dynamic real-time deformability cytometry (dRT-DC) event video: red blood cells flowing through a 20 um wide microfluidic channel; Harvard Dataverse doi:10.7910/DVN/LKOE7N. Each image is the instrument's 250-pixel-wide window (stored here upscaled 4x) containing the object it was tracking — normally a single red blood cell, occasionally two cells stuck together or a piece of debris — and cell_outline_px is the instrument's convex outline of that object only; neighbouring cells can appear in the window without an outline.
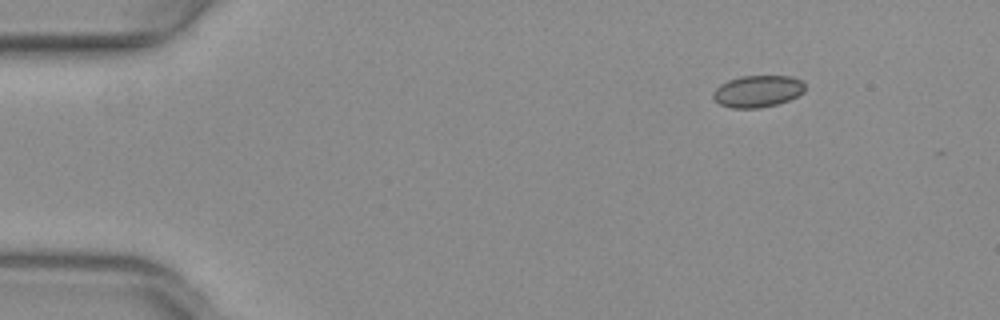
{"species": "common noctule bat (a hibernating species)", "species_latin": "Nyctalus noctula", "temperature_condition": "warm", "stored_images_in_passage": 15, "camera_frame_rate_fps": 3000, "um_per_image_px": 0.085, "animal": {"sex": "female", "body_mass_g": 29.2, "forearm_length_mm": 56.3}, "frame": {"image": 1, "passage_image": 1, "time_ms": 0.0, "image_size_px": [1000, 320], "cell_outline_px": [[804, 92], [788, 100], [776, 104], [760, 108], [732, 108], [720, 104], [712, 96], [712, 92], [720, 84], [728, 80], [740, 76], [792, 76], [804, 80]], "centroid_in_image_um": [64.4, 7.74], "position_along_channel_um": 20.6, "area_um2": 17.11}}
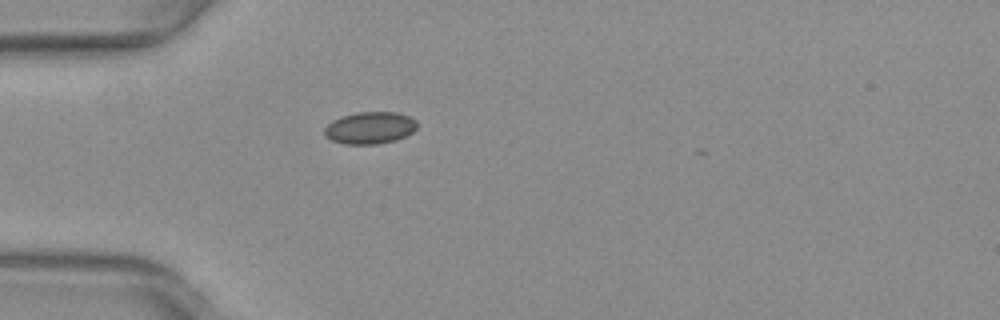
{"frame": {"image": 2, "passage_image": 10, "time_ms": 3.0, "image_size_px": [1000, 320], "cell_outline_px": [[416, 128], [412, 132], [396, 140], [376, 144], [344, 144], [332, 140], [324, 136], [324, 128], [332, 120], [356, 112], [396, 112], [408, 116], [416, 120]], "centroid_in_image_um": [31.42, 10.87], "position_along_channel_um": 53.6, "area_um2": 17.22}}
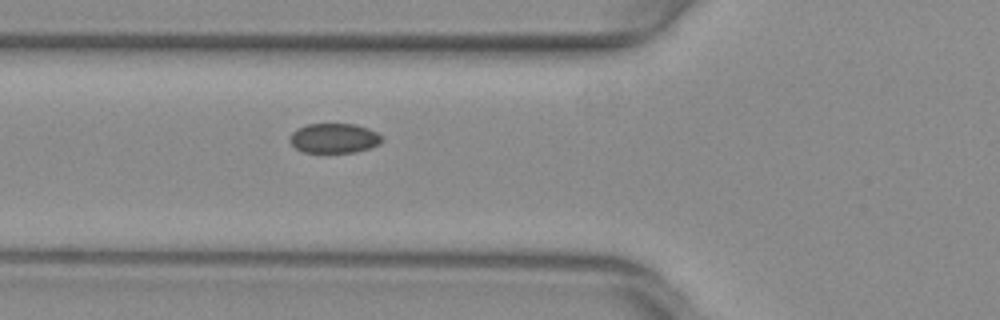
{"frame": {"image": 3, "passage_image": 14, "time_ms": 4.333, "image_size_px": [1000, 320], "cell_outline_px": [[384, 140], [380, 144], [356, 152], [304, 152], [296, 148], [288, 140], [288, 136], [296, 128], [308, 124], [356, 124], [368, 128], [384, 136]], "centroid_in_image_um": [28.4, 11.74], "position_along_channel_um": 97.4, "area_um2": 16.13}}